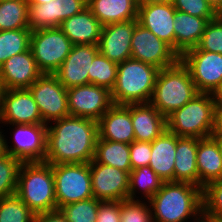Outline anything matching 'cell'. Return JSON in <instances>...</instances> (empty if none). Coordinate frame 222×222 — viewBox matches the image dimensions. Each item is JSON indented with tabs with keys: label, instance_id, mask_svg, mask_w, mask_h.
<instances>
[{
	"label": "cell",
	"instance_id": "obj_22",
	"mask_svg": "<svg viewBox=\"0 0 222 222\" xmlns=\"http://www.w3.org/2000/svg\"><path fill=\"white\" fill-rule=\"evenodd\" d=\"M135 141L152 142L166 129V117L150 102L130 104Z\"/></svg>",
	"mask_w": 222,
	"mask_h": 222
},
{
	"label": "cell",
	"instance_id": "obj_4",
	"mask_svg": "<svg viewBox=\"0 0 222 222\" xmlns=\"http://www.w3.org/2000/svg\"><path fill=\"white\" fill-rule=\"evenodd\" d=\"M159 70L154 65L133 58L119 63L117 80L111 90L113 104L150 102Z\"/></svg>",
	"mask_w": 222,
	"mask_h": 222
},
{
	"label": "cell",
	"instance_id": "obj_15",
	"mask_svg": "<svg viewBox=\"0 0 222 222\" xmlns=\"http://www.w3.org/2000/svg\"><path fill=\"white\" fill-rule=\"evenodd\" d=\"M1 122L4 125L45 124L28 88L5 90L0 108Z\"/></svg>",
	"mask_w": 222,
	"mask_h": 222
},
{
	"label": "cell",
	"instance_id": "obj_11",
	"mask_svg": "<svg viewBox=\"0 0 222 222\" xmlns=\"http://www.w3.org/2000/svg\"><path fill=\"white\" fill-rule=\"evenodd\" d=\"M131 58L159 69L173 66L180 60L179 55L169 44L139 23L135 25L132 34Z\"/></svg>",
	"mask_w": 222,
	"mask_h": 222
},
{
	"label": "cell",
	"instance_id": "obj_44",
	"mask_svg": "<svg viewBox=\"0 0 222 222\" xmlns=\"http://www.w3.org/2000/svg\"><path fill=\"white\" fill-rule=\"evenodd\" d=\"M212 134H222V106L214 107V127Z\"/></svg>",
	"mask_w": 222,
	"mask_h": 222
},
{
	"label": "cell",
	"instance_id": "obj_33",
	"mask_svg": "<svg viewBox=\"0 0 222 222\" xmlns=\"http://www.w3.org/2000/svg\"><path fill=\"white\" fill-rule=\"evenodd\" d=\"M117 71L118 64L99 52L91 64V74H88L89 84L102 86L111 91L117 80Z\"/></svg>",
	"mask_w": 222,
	"mask_h": 222
},
{
	"label": "cell",
	"instance_id": "obj_16",
	"mask_svg": "<svg viewBox=\"0 0 222 222\" xmlns=\"http://www.w3.org/2000/svg\"><path fill=\"white\" fill-rule=\"evenodd\" d=\"M99 53L98 45H73L69 55L54 72L58 81L66 88L89 84L91 64Z\"/></svg>",
	"mask_w": 222,
	"mask_h": 222
},
{
	"label": "cell",
	"instance_id": "obj_29",
	"mask_svg": "<svg viewBox=\"0 0 222 222\" xmlns=\"http://www.w3.org/2000/svg\"><path fill=\"white\" fill-rule=\"evenodd\" d=\"M95 162L116 167L130 174V145L123 142L108 141L97 138Z\"/></svg>",
	"mask_w": 222,
	"mask_h": 222
},
{
	"label": "cell",
	"instance_id": "obj_35",
	"mask_svg": "<svg viewBox=\"0 0 222 222\" xmlns=\"http://www.w3.org/2000/svg\"><path fill=\"white\" fill-rule=\"evenodd\" d=\"M102 201L92 197L62 206L59 210L67 222H96L99 204Z\"/></svg>",
	"mask_w": 222,
	"mask_h": 222
},
{
	"label": "cell",
	"instance_id": "obj_43",
	"mask_svg": "<svg viewBox=\"0 0 222 222\" xmlns=\"http://www.w3.org/2000/svg\"><path fill=\"white\" fill-rule=\"evenodd\" d=\"M33 222H67L60 210L35 214Z\"/></svg>",
	"mask_w": 222,
	"mask_h": 222
},
{
	"label": "cell",
	"instance_id": "obj_48",
	"mask_svg": "<svg viewBox=\"0 0 222 222\" xmlns=\"http://www.w3.org/2000/svg\"><path fill=\"white\" fill-rule=\"evenodd\" d=\"M5 136L2 134V130L0 129V156L4 155L6 152L5 148Z\"/></svg>",
	"mask_w": 222,
	"mask_h": 222
},
{
	"label": "cell",
	"instance_id": "obj_52",
	"mask_svg": "<svg viewBox=\"0 0 222 222\" xmlns=\"http://www.w3.org/2000/svg\"><path fill=\"white\" fill-rule=\"evenodd\" d=\"M5 90L6 89L4 88L3 81L0 77V108H1L2 98H3Z\"/></svg>",
	"mask_w": 222,
	"mask_h": 222
},
{
	"label": "cell",
	"instance_id": "obj_42",
	"mask_svg": "<svg viewBox=\"0 0 222 222\" xmlns=\"http://www.w3.org/2000/svg\"><path fill=\"white\" fill-rule=\"evenodd\" d=\"M121 201H104L99 204L96 222H120Z\"/></svg>",
	"mask_w": 222,
	"mask_h": 222
},
{
	"label": "cell",
	"instance_id": "obj_5",
	"mask_svg": "<svg viewBox=\"0 0 222 222\" xmlns=\"http://www.w3.org/2000/svg\"><path fill=\"white\" fill-rule=\"evenodd\" d=\"M199 94L189 69L179 60L160 69L150 103L165 117Z\"/></svg>",
	"mask_w": 222,
	"mask_h": 222
},
{
	"label": "cell",
	"instance_id": "obj_37",
	"mask_svg": "<svg viewBox=\"0 0 222 222\" xmlns=\"http://www.w3.org/2000/svg\"><path fill=\"white\" fill-rule=\"evenodd\" d=\"M146 203L137 198L121 201L120 222H153L151 206Z\"/></svg>",
	"mask_w": 222,
	"mask_h": 222
},
{
	"label": "cell",
	"instance_id": "obj_30",
	"mask_svg": "<svg viewBox=\"0 0 222 222\" xmlns=\"http://www.w3.org/2000/svg\"><path fill=\"white\" fill-rule=\"evenodd\" d=\"M163 180L149 167L143 166L130 172L128 199L135 200L137 191L149 200L161 187Z\"/></svg>",
	"mask_w": 222,
	"mask_h": 222
},
{
	"label": "cell",
	"instance_id": "obj_28",
	"mask_svg": "<svg viewBox=\"0 0 222 222\" xmlns=\"http://www.w3.org/2000/svg\"><path fill=\"white\" fill-rule=\"evenodd\" d=\"M198 141V138L178 137L176 135L174 181L189 182L198 186L196 162Z\"/></svg>",
	"mask_w": 222,
	"mask_h": 222
},
{
	"label": "cell",
	"instance_id": "obj_45",
	"mask_svg": "<svg viewBox=\"0 0 222 222\" xmlns=\"http://www.w3.org/2000/svg\"><path fill=\"white\" fill-rule=\"evenodd\" d=\"M193 222H219L204 209H202L196 216L192 219ZM187 222V221H186Z\"/></svg>",
	"mask_w": 222,
	"mask_h": 222
},
{
	"label": "cell",
	"instance_id": "obj_10",
	"mask_svg": "<svg viewBox=\"0 0 222 222\" xmlns=\"http://www.w3.org/2000/svg\"><path fill=\"white\" fill-rule=\"evenodd\" d=\"M199 93L213 94L222 85V54L192 48L181 57Z\"/></svg>",
	"mask_w": 222,
	"mask_h": 222
},
{
	"label": "cell",
	"instance_id": "obj_1",
	"mask_svg": "<svg viewBox=\"0 0 222 222\" xmlns=\"http://www.w3.org/2000/svg\"><path fill=\"white\" fill-rule=\"evenodd\" d=\"M47 125L46 154L50 165L90 163L94 159L98 123L78 116H66Z\"/></svg>",
	"mask_w": 222,
	"mask_h": 222
},
{
	"label": "cell",
	"instance_id": "obj_39",
	"mask_svg": "<svg viewBox=\"0 0 222 222\" xmlns=\"http://www.w3.org/2000/svg\"><path fill=\"white\" fill-rule=\"evenodd\" d=\"M198 50L222 54V22L215 18L205 27L197 47Z\"/></svg>",
	"mask_w": 222,
	"mask_h": 222
},
{
	"label": "cell",
	"instance_id": "obj_6",
	"mask_svg": "<svg viewBox=\"0 0 222 222\" xmlns=\"http://www.w3.org/2000/svg\"><path fill=\"white\" fill-rule=\"evenodd\" d=\"M214 107L213 94L199 93L166 117L167 130L178 137H210L214 127Z\"/></svg>",
	"mask_w": 222,
	"mask_h": 222
},
{
	"label": "cell",
	"instance_id": "obj_34",
	"mask_svg": "<svg viewBox=\"0 0 222 222\" xmlns=\"http://www.w3.org/2000/svg\"><path fill=\"white\" fill-rule=\"evenodd\" d=\"M22 161L9 153L0 156V199L15 195Z\"/></svg>",
	"mask_w": 222,
	"mask_h": 222
},
{
	"label": "cell",
	"instance_id": "obj_7",
	"mask_svg": "<svg viewBox=\"0 0 222 222\" xmlns=\"http://www.w3.org/2000/svg\"><path fill=\"white\" fill-rule=\"evenodd\" d=\"M57 210L66 204L93 197L89 163L52 165Z\"/></svg>",
	"mask_w": 222,
	"mask_h": 222
},
{
	"label": "cell",
	"instance_id": "obj_25",
	"mask_svg": "<svg viewBox=\"0 0 222 222\" xmlns=\"http://www.w3.org/2000/svg\"><path fill=\"white\" fill-rule=\"evenodd\" d=\"M176 135L167 129L151 142L149 167L164 181H174Z\"/></svg>",
	"mask_w": 222,
	"mask_h": 222
},
{
	"label": "cell",
	"instance_id": "obj_51",
	"mask_svg": "<svg viewBox=\"0 0 222 222\" xmlns=\"http://www.w3.org/2000/svg\"><path fill=\"white\" fill-rule=\"evenodd\" d=\"M51 0H26V2L28 3V5H38V4H44L47 3Z\"/></svg>",
	"mask_w": 222,
	"mask_h": 222
},
{
	"label": "cell",
	"instance_id": "obj_21",
	"mask_svg": "<svg viewBox=\"0 0 222 222\" xmlns=\"http://www.w3.org/2000/svg\"><path fill=\"white\" fill-rule=\"evenodd\" d=\"M98 138L131 144L135 141L130 104H113L97 121Z\"/></svg>",
	"mask_w": 222,
	"mask_h": 222
},
{
	"label": "cell",
	"instance_id": "obj_46",
	"mask_svg": "<svg viewBox=\"0 0 222 222\" xmlns=\"http://www.w3.org/2000/svg\"><path fill=\"white\" fill-rule=\"evenodd\" d=\"M214 18L222 22V0L214 7Z\"/></svg>",
	"mask_w": 222,
	"mask_h": 222
},
{
	"label": "cell",
	"instance_id": "obj_41",
	"mask_svg": "<svg viewBox=\"0 0 222 222\" xmlns=\"http://www.w3.org/2000/svg\"><path fill=\"white\" fill-rule=\"evenodd\" d=\"M151 157V142L133 141L130 144V162L132 170L149 166Z\"/></svg>",
	"mask_w": 222,
	"mask_h": 222
},
{
	"label": "cell",
	"instance_id": "obj_38",
	"mask_svg": "<svg viewBox=\"0 0 222 222\" xmlns=\"http://www.w3.org/2000/svg\"><path fill=\"white\" fill-rule=\"evenodd\" d=\"M203 209L222 222V179L210 182L203 188Z\"/></svg>",
	"mask_w": 222,
	"mask_h": 222
},
{
	"label": "cell",
	"instance_id": "obj_36",
	"mask_svg": "<svg viewBox=\"0 0 222 222\" xmlns=\"http://www.w3.org/2000/svg\"><path fill=\"white\" fill-rule=\"evenodd\" d=\"M34 216L16 194L0 199V222H33Z\"/></svg>",
	"mask_w": 222,
	"mask_h": 222
},
{
	"label": "cell",
	"instance_id": "obj_47",
	"mask_svg": "<svg viewBox=\"0 0 222 222\" xmlns=\"http://www.w3.org/2000/svg\"><path fill=\"white\" fill-rule=\"evenodd\" d=\"M215 105L222 106V85L213 93Z\"/></svg>",
	"mask_w": 222,
	"mask_h": 222
},
{
	"label": "cell",
	"instance_id": "obj_49",
	"mask_svg": "<svg viewBox=\"0 0 222 222\" xmlns=\"http://www.w3.org/2000/svg\"><path fill=\"white\" fill-rule=\"evenodd\" d=\"M173 0H139L138 4H149V3H172Z\"/></svg>",
	"mask_w": 222,
	"mask_h": 222
},
{
	"label": "cell",
	"instance_id": "obj_27",
	"mask_svg": "<svg viewBox=\"0 0 222 222\" xmlns=\"http://www.w3.org/2000/svg\"><path fill=\"white\" fill-rule=\"evenodd\" d=\"M87 7L103 26L137 19V0H87Z\"/></svg>",
	"mask_w": 222,
	"mask_h": 222
},
{
	"label": "cell",
	"instance_id": "obj_40",
	"mask_svg": "<svg viewBox=\"0 0 222 222\" xmlns=\"http://www.w3.org/2000/svg\"><path fill=\"white\" fill-rule=\"evenodd\" d=\"M172 4L177 11L199 18H214V7L207 0H173Z\"/></svg>",
	"mask_w": 222,
	"mask_h": 222
},
{
	"label": "cell",
	"instance_id": "obj_14",
	"mask_svg": "<svg viewBox=\"0 0 222 222\" xmlns=\"http://www.w3.org/2000/svg\"><path fill=\"white\" fill-rule=\"evenodd\" d=\"M13 147L5 139L6 152L22 162L44 161L47 124H14Z\"/></svg>",
	"mask_w": 222,
	"mask_h": 222
},
{
	"label": "cell",
	"instance_id": "obj_3",
	"mask_svg": "<svg viewBox=\"0 0 222 222\" xmlns=\"http://www.w3.org/2000/svg\"><path fill=\"white\" fill-rule=\"evenodd\" d=\"M15 194L34 214L57 210L52 165L45 161L22 162Z\"/></svg>",
	"mask_w": 222,
	"mask_h": 222
},
{
	"label": "cell",
	"instance_id": "obj_9",
	"mask_svg": "<svg viewBox=\"0 0 222 222\" xmlns=\"http://www.w3.org/2000/svg\"><path fill=\"white\" fill-rule=\"evenodd\" d=\"M28 89L38 105L45 124L51 125L52 121L70 115L67 89L54 74H42Z\"/></svg>",
	"mask_w": 222,
	"mask_h": 222
},
{
	"label": "cell",
	"instance_id": "obj_2",
	"mask_svg": "<svg viewBox=\"0 0 222 222\" xmlns=\"http://www.w3.org/2000/svg\"><path fill=\"white\" fill-rule=\"evenodd\" d=\"M147 202L153 222H185L203 209V189L189 182H163Z\"/></svg>",
	"mask_w": 222,
	"mask_h": 222
},
{
	"label": "cell",
	"instance_id": "obj_50",
	"mask_svg": "<svg viewBox=\"0 0 222 222\" xmlns=\"http://www.w3.org/2000/svg\"><path fill=\"white\" fill-rule=\"evenodd\" d=\"M211 136L217 142V144L219 146V149H220V152H221V155H222V134H212Z\"/></svg>",
	"mask_w": 222,
	"mask_h": 222
},
{
	"label": "cell",
	"instance_id": "obj_20",
	"mask_svg": "<svg viewBox=\"0 0 222 222\" xmlns=\"http://www.w3.org/2000/svg\"><path fill=\"white\" fill-rule=\"evenodd\" d=\"M42 74L31 49L12 56L0 66V77L6 90L29 88Z\"/></svg>",
	"mask_w": 222,
	"mask_h": 222
},
{
	"label": "cell",
	"instance_id": "obj_17",
	"mask_svg": "<svg viewBox=\"0 0 222 222\" xmlns=\"http://www.w3.org/2000/svg\"><path fill=\"white\" fill-rule=\"evenodd\" d=\"M87 7V0H51L44 4L28 5L29 28L60 27L61 23Z\"/></svg>",
	"mask_w": 222,
	"mask_h": 222
},
{
	"label": "cell",
	"instance_id": "obj_13",
	"mask_svg": "<svg viewBox=\"0 0 222 222\" xmlns=\"http://www.w3.org/2000/svg\"><path fill=\"white\" fill-rule=\"evenodd\" d=\"M93 197L104 201H123L128 199L130 174L116 167L89 163Z\"/></svg>",
	"mask_w": 222,
	"mask_h": 222
},
{
	"label": "cell",
	"instance_id": "obj_23",
	"mask_svg": "<svg viewBox=\"0 0 222 222\" xmlns=\"http://www.w3.org/2000/svg\"><path fill=\"white\" fill-rule=\"evenodd\" d=\"M59 28L73 45H98L103 25L86 7L80 13L64 20Z\"/></svg>",
	"mask_w": 222,
	"mask_h": 222
},
{
	"label": "cell",
	"instance_id": "obj_53",
	"mask_svg": "<svg viewBox=\"0 0 222 222\" xmlns=\"http://www.w3.org/2000/svg\"><path fill=\"white\" fill-rule=\"evenodd\" d=\"M213 7H215L220 0H207Z\"/></svg>",
	"mask_w": 222,
	"mask_h": 222
},
{
	"label": "cell",
	"instance_id": "obj_24",
	"mask_svg": "<svg viewBox=\"0 0 222 222\" xmlns=\"http://www.w3.org/2000/svg\"><path fill=\"white\" fill-rule=\"evenodd\" d=\"M214 18H199L175 10L174 35L175 52L181 57L186 51L196 48L204 33L206 24Z\"/></svg>",
	"mask_w": 222,
	"mask_h": 222
},
{
	"label": "cell",
	"instance_id": "obj_26",
	"mask_svg": "<svg viewBox=\"0 0 222 222\" xmlns=\"http://www.w3.org/2000/svg\"><path fill=\"white\" fill-rule=\"evenodd\" d=\"M196 162L198 186L202 189L208 183L222 179V155L212 136L199 139Z\"/></svg>",
	"mask_w": 222,
	"mask_h": 222
},
{
	"label": "cell",
	"instance_id": "obj_32",
	"mask_svg": "<svg viewBox=\"0 0 222 222\" xmlns=\"http://www.w3.org/2000/svg\"><path fill=\"white\" fill-rule=\"evenodd\" d=\"M31 33L30 28L0 31V66L12 56L30 49Z\"/></svg>",
	"mask_w": 222,
	"mask_h": 222
},
{
	"label": "cell",
	"instance_id": "obj_31",
	"mask_svg": "<svg viewBox=\"0 0 222 222\" xmlns=\"http://www.w3.org/2000/svg\"><path fill=\"white\" fill-rule=\"evenodd\" d=\"M29 28L26 0H0V31Z\"/></svg>",
	"mask_w": 222,
	"mask_h": 222
},
{
	"label": "cell",
	"instance_id": "obj_19",
	"mask_svg": "<svg viewBox=\"0 0 222 222\" xmlns=\"http://www.w3.org/2000/svg\"><path fill=\"white\" fill-rule=\"evenodd\" d=\"M172 3L138 4L137 21L175 51L174 14Z\"/></svg>",
	"mask_w": 222,
	"mask_h": 222
},
{
	"label": "cell",
	"instance_id": "obj_12",
	"mask_svg": "<svg viewBox=\"0 0 222 222\" xmlns=\"http://www.w3.org/2000/svg\"><path fill=\"white\" fill-rule=\"evenodd\" d=\"M69 114L98 121L113 105L108 88L87 84L67 89Z\"/></svg>",
	"mask_w": 222,
	"mask_h": 222
},
{
	"label": "cell",
	"instance_id": "obj_18",
	"mask_svg": "<svg viewBox=\"0 0 222 222\" xmlns=\"http://www.w3.org/2000/svg\"><path fill=\"white\" fill-rule=\"evenodd\" d=\"M137 19L103 26L99 52L117 64L131 58V40Z\"/></svg>",
	"mask_w": 222,
	"mask_h": 222
},
{
	"label": "cell",
	"instance_id": "obj_8",
	"mask_svg": "<svg viewBox=\"0 0 222 222\" xmlns=\"http://www.w3.org/2000/svg\"><path fill=\"white\" fill-rule=\"evenodd\" d=\"M72 46L59 27L37 29L31 33L30 49L43 74H54L69 55Z\"/></svg>",
	"mask_w": 222,
	"mask_h": 222
}]
</instances>
